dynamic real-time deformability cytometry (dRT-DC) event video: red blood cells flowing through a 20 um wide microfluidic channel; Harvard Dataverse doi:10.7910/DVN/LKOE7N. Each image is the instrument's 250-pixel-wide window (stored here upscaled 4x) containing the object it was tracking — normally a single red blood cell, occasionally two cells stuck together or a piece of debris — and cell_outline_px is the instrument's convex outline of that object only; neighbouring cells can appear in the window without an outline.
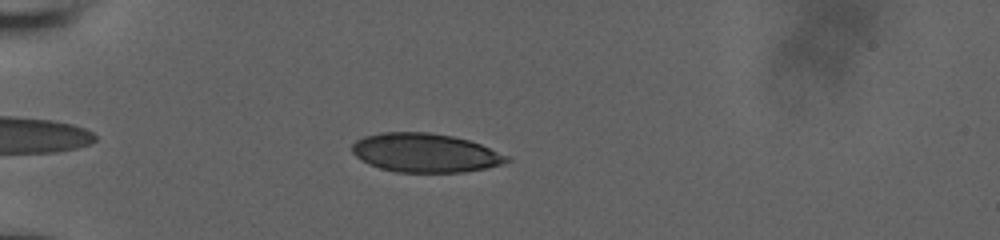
{"species": "human", "species_latin": "Homo sapiens", "temperature_condition": "room temperature", "stored_images_in_passage": 39, "camera_frame_rate_fps": 3000, "um_per_image_px": 0.085, "donor": {"sex": "male"}, "frame": {"image": 1, "passage_image": 5, "time_ms": 1.333, "image_size_px": [1000, 240], "cell_outline_px": [[512, 160], [488, 168], [464, 172], [396, 172], [380, 168], [368, 164], [356, 156], [352, 152], [352, 144], [356, 140], [364, 136], [380, 132], [428, 132], [452, 136], [468, 140], [480, 144], [512, 156]], "centroid_in_image_um": [36.16, 12.99], "position_along_channel_um": 48.8, "area_um2": 35.26}}
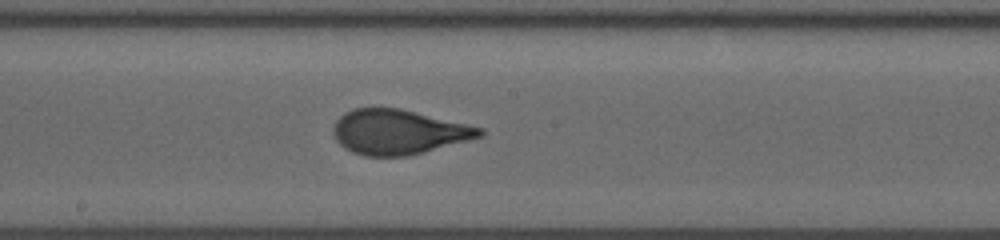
{"frame": {"image": 2, "passage_image": 20, "time_ms": 6.333, "image_size_px": [1000, 240], "cell_outline_px": [[484, 136], [408, 156], [364, 156], [352, 152], [344, 148], [336, 140], [332, 132], [332, 128], [336, 120], [344, 112], [352, 108], [400, 108], [484, 128]], "centroid_in_image_um": [33.85, 11.21], "position_along_channel_um": 214.4, "area_um2": 38.32}}
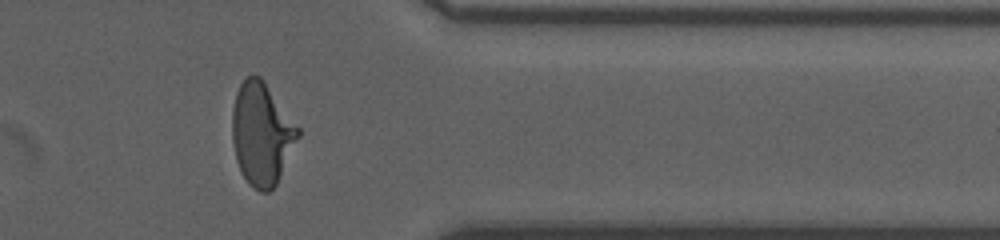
{"frame": {"image": 3, "passage_image": 34, "time_ms": 11.0, "image_size_px": [1000, 240], "cell_outline_px": [[300, 136], [276, 184], [268, 192], [260, 192], [248, 184], [240, 172], [236, 160], [232, 140], [232, 108], [236, 92], [240, 84], [248, 76], [260, 76], [300, 128]], "centroid_in_image_um": [22.23, 11.39], "position_along_channel_um": 389.2, "area_um2": 39.3}, "authors_computed_cell_mechanics": {"area_um2": 38.0324, "velocity_mm_per_s": 3.9364, "shape_relaxation_time_tau1_ms": 6.2735, "shape_relaxation_time_tau2_ms": null, "deformation_change_tau1": 0.2346, "deformation_change_tau2": null}}